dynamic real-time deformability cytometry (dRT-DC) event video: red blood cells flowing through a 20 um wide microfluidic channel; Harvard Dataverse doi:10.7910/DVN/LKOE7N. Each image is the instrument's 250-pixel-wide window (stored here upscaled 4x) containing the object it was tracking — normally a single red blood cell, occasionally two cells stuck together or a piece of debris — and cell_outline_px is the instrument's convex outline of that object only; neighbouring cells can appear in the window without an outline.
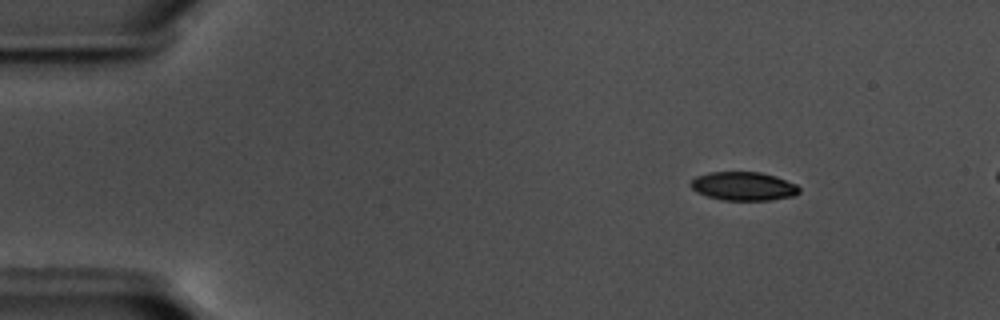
{"species": "common noctule bat (a hibernating species)", "species_latin": "Nyctalus noctula", "temperature_condition": "warm", "stored_images_in_passage": 11, "camera_frame_rate_fps": 3000, "um_per_image_px": 0.085, "animal": {"sex": "male", "body_mass_g": 17.5, "forearm_length_mm": 52.3}, "frame": {"image": 1, "passage_image": 1, "time_ms": 0.0, "image_size_px": [1000, 320], "cell_outline_px": [[800, 192], [796, 196], [772, 200], [724, 200], [708, 196], [696, 192], [688, 184], [696, 176], [708, 172], [760, 172], [776, 176], [796, 184], [800, 188]], "centroid_in_image_um": [63.21, 15.83], "position_along_channel_um": 21.8, "area_um2": 18.26}}